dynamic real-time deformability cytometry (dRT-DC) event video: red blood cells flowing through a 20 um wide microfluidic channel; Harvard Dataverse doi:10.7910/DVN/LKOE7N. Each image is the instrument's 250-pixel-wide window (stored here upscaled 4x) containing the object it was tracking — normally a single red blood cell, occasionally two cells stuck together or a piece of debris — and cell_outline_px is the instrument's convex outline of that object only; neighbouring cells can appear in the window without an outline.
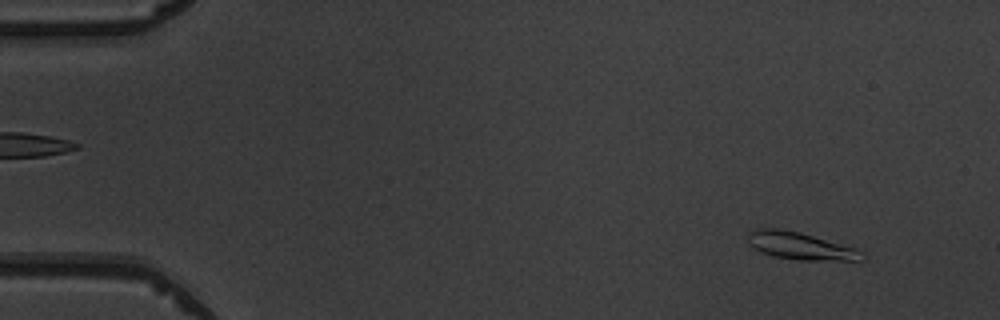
{"species": "common noctule bat (a hibernating species)", "species_latin": "Nyctalus noctula", "temperature_condition": "warm", "stored_images_in_passage": 52, "camera_frame_rate_fps": 3000, "um_per_image_px": 0.085, "animal": {"sex": "male", "body_mass_g": 19.5, "forearm_length_mm": 54.6}, "frame": {"image": 1, "passage_image": 5, "time_ms": 1.333, "image_size_px": [1000, 320], "cell_outline_px": [[864, 260], [800, 260], [776, 256], [760, 252], [752, 248], [748, 244], [748, 232], [756, 228], [776, 228], [800, 232], [856, 248], [864, 256]], "centroid_in_image_um": [67.97, 20.89], "position_along_channel_um": 17.0, "area_um2": 18.09}}
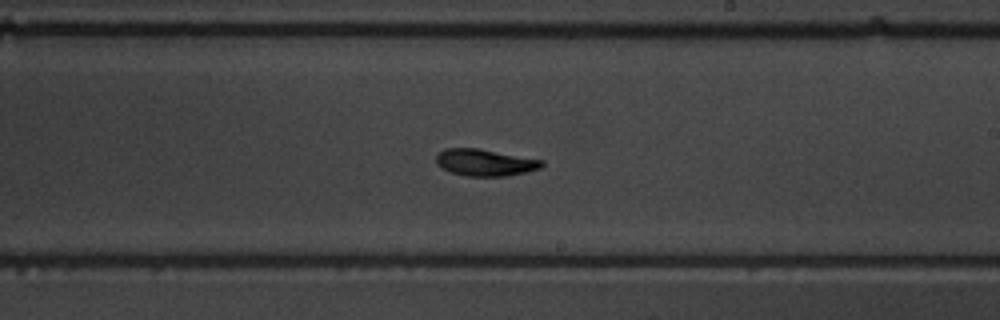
{"frame": {"image": 2, "passage_image": 31, "time_ms": 10.0, "image_size_px": [1000, 320], "cell_outline_px": [[544, 164], [540, 168], [528, 172], [504, 176], [464, 176], [440, 168], [436, 164], [436, 156], [444, 148], [480, 148], [544, 160]], "centroid_in_image_um": [41.23, 13.81], "position_along_channel_um": 247.8, "area_um2": 16.7}}
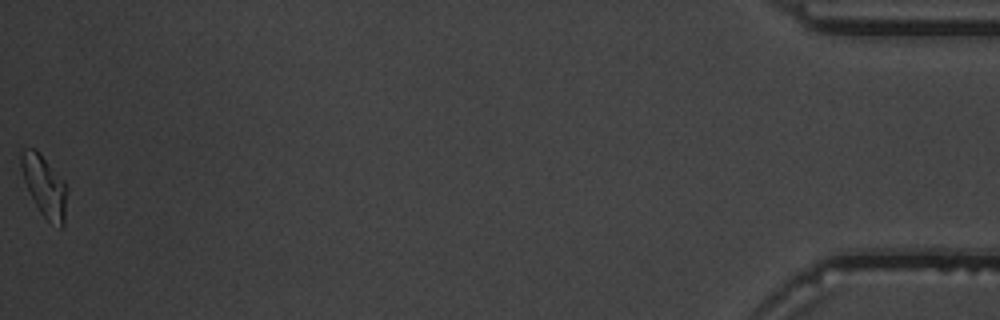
{"frame": {"image": 3, "passage_image": 52, "time_ms": 17.0, "image_size_px": [1000, 320], "cell_outline_px": [[68, 188], [64, 224], [60, 228], [48, 220], [40, 212], [24, 180], [20, 164], [20, 152], [24, 148], [36, 148], [64, 180]], "centroid_in_image_um": [3.8, 15.78], "position_along_channel_um": 431.4, "area_um2": 16.36}, "authors_computed_cell_mechanics": {"area_um2": 16.4441, "velocity_mm_per_s": 3.9639, "shape_relaxation_time_tau1_ms": 3.4454, "shape_relaxation_time_tau2_ms": 3.7068, "deformation_change_tau1": 0.1697, "deformation_change_tau2": 0.102}}